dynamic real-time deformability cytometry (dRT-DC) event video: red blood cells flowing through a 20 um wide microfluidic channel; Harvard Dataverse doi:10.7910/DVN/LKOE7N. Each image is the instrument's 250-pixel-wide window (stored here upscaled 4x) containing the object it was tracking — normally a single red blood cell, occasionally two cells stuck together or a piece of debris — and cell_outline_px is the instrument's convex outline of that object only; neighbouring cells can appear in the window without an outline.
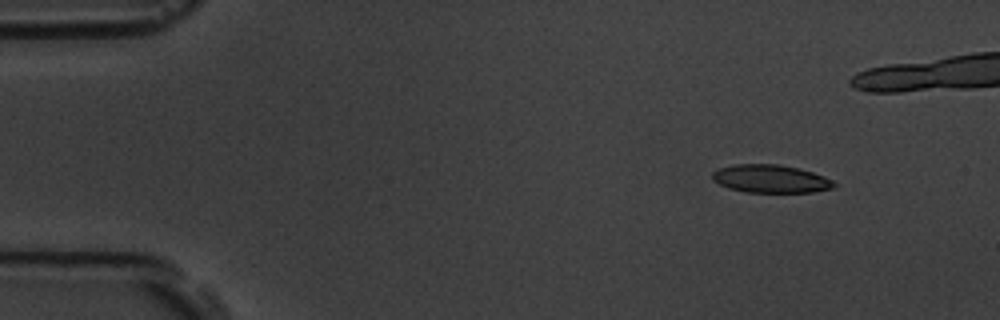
{"species": "common noctule bat (a hibernating species)", "species_latin": "Nyctalus noctula", "temperature_condition": "room temperature", "stored_images_in_passage": 5, "camera_frame_rate_fps": 3000, "um_per_image_px": 0.085, "animal": {"sex": "male", "body_mass_g": 19.5, "forearm_length_mm": 54.6}, "frame": {"image": 1, "passage_image": 2, "time_ms": 1.0, "image_size_px": [1000, 320], "cell_outline_px": [[836, 184], [832, 188], [812, 192], [744, 192], [728, 188], [712, 180], [712, 172], [720, 168], [732, 164], [780, 164], [800, 168], [824, 176], [832, 180]], "centroid_in_image_um": [65.48, 15.19], "position_along_channel_um": 19.5, "area_um2": 19.94}}